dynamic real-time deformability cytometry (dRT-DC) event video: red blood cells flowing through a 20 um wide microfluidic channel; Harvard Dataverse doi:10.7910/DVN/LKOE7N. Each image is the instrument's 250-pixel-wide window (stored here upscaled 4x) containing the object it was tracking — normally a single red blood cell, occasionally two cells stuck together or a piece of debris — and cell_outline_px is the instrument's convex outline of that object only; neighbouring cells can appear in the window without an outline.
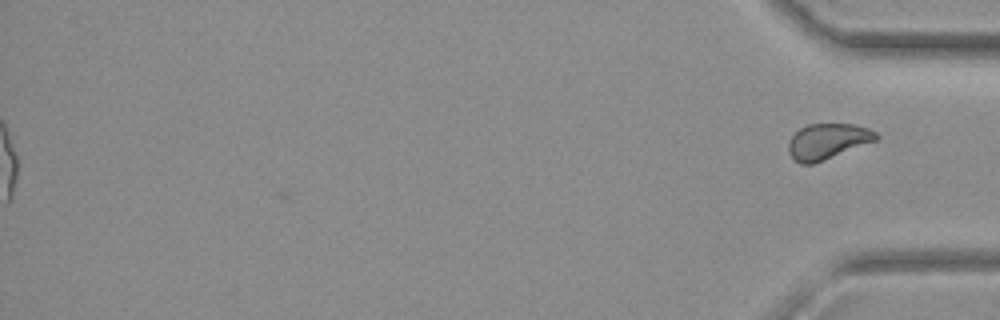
{"species": "common noctule bat (a hibernating species)", "species_latin": "Nyctalus noctula", "temperature_condition": "warm", "stored_images_in_passage": 62, "segment_of_instrument_passage": [2, 2], "camera_frame_rate_fps": 3000, "um_per_image_px": 0.085, "animal": {"sex": "female", "body_mass_g": 19.3, "forearm_length_mm": 54.1}, "frame": {"image": 1, "passage_image": 62, "time_ms": 20.333, "image_size_px": [1000, 320], "cell_outline_px": [[880, 136], [876, 140], [812, 164], [800, 164], [788, 152], [788, 144], [792, 136], [800, 128], [808, 124], [856, 124], [868, 128], [876, 132]], "centroid_in_image_um": [70.34, 11.99], "position_along_channel_um": 364.9, "area_um2": 17.92}}